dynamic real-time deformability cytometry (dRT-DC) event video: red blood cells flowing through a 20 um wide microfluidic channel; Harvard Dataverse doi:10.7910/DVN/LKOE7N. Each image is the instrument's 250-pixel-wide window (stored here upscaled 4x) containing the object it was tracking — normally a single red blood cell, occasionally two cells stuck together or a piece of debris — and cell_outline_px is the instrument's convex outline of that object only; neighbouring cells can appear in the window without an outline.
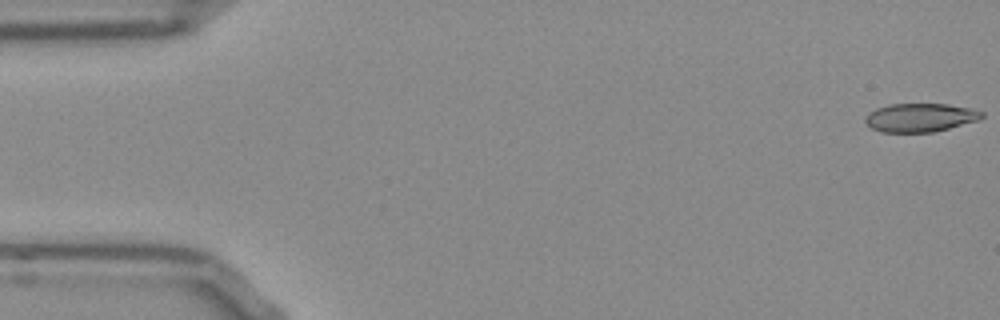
{"species": "Egyptian fruit bat (a non-hibernating species)", "species_latin": "Rousettus aegyptiacus", "temperature_condition": "room temperature", "stored_images_in_passage": 12, "camera_frame_rate_fps": 3000, "um_per_image_px": 0.085, "frame": {"image": 1, "passage_image": 1, "time_ms": 0.0, "image_size_px": [1000, 320], "cell_outline_px": [[984, 116], [980, 120], [932, 132], [880, 132], [872, 128], [864, 120], [864, 116], [868, 112], [876, 108], [888, 104], [948, 104], [972, 108], [984, 112]], "centroid_in_image_um": [78.22, 9.98], "position_along_channel_um": 6.8, "area_um2": 19.54}}